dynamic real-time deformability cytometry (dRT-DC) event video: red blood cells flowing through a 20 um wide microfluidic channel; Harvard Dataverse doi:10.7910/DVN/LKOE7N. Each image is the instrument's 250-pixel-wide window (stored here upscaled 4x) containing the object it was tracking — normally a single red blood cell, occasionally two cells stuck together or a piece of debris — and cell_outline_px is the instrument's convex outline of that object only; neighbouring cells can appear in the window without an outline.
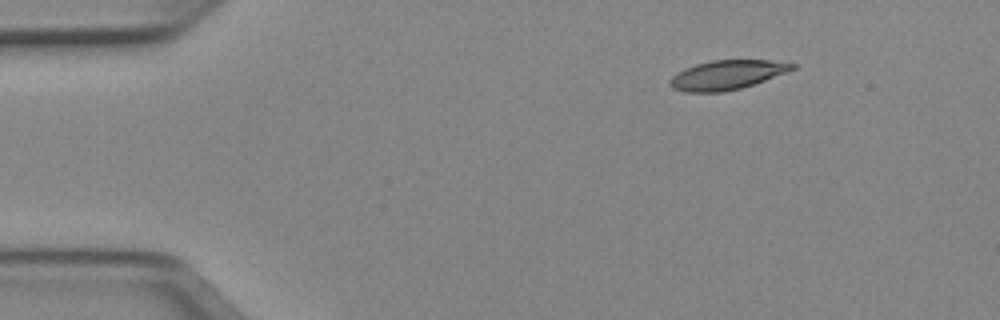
{"species": "Egyptian fruit bat (a non-hibernating species)", "species_latin": "Rousettus aegyptiacus", "temperature_condition": "cold", "stored_images_in_passage": 45, "camera_frame_rate_fps": 3000, "um_per_image_px": 0.085, "animal": {"sex": "female"}, "frame": {"image": 1, "passage_image": 1, "time_ms": 0.0, "image_size_px": [1000, 320], "cell_outline_px": [[796, 68], [788, 72], [740, 88], [724, 92], [684, 92], [672, 88], [668, 84], [668, 80], [672, 76], [684, 68], [696, 64], [712, 60], [772, 60], [796, 64]], "centroid_in_image_um": [61.76, 6.36], "position_along_channel_um": 23.2, "area_um2": 20.92}}
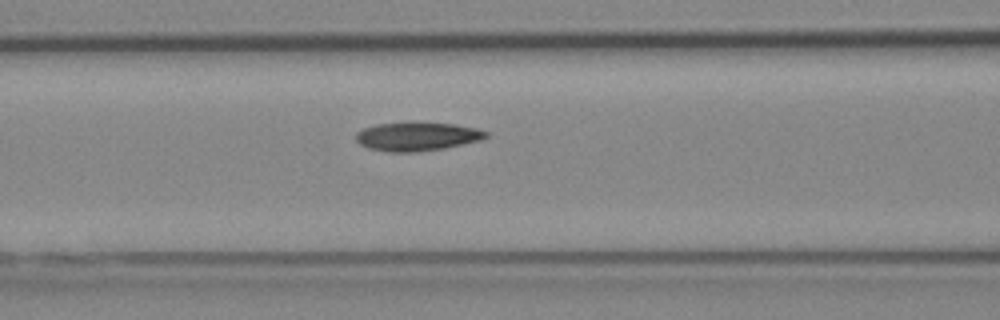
{"frame": {"image": 2, "passage_image": 15, "time_ms": 4.667, "image_size_px": [1000, 320], "cell_outline_px": [[488, 136], [480, 140], [444, 148], [416, 152], [388, 152], [368, 148], [360, 144], [356, 140], [356, 132], [364, 128], [376, 124], [456, 124], [476, 128], [488, 132]], "centroid_in_image_um": [35.44, 11.63], "position_along_channel_um": 131.2, "area_um2": 21.15}}
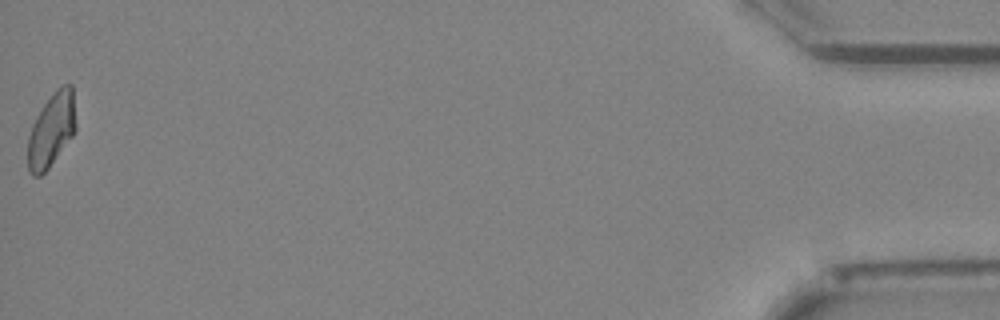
{"frame": {"image": 3, "passage_image": 45, "time_ms": 14.667, "image_size_px": [1000, 320], "cell_outline_px": [[76, 128], [72, 136], [48, 168], [40, 176], [32, 176], [28, 172], [28, 136], [32, 124], [36, 116], [44, 104], [56, 88], [60, 84], [72, 84], [76, 124]], "centroid_in_image_um": [4.37, 11.02], "position_along_channel_um": 430.8, "area_um2": 20.63}, "authors_computed_cell_mechanics": {"area_um2": 21.1548, "velocity_mm_per_s": 3.9594, "shape_relaxation_time_tau1_ms": 6.3242, "shape_relaxation_time_tau2_ms": 3.171, "deformation_change_tau1": 0.1673, "deformation_change_tau2": 0.0814}}